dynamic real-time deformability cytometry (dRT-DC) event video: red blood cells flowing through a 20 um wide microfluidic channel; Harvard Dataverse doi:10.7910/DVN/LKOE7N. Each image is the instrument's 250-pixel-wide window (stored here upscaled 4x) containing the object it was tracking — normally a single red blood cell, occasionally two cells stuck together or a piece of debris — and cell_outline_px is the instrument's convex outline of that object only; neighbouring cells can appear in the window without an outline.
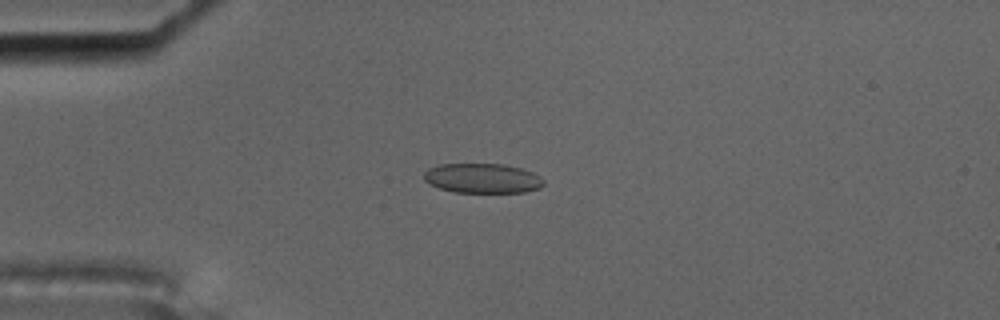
{"species": "common noctule bat (a hibernating species)", "species_latin": "Nyctalus noctula", "temperature_condition": "cold", "stored_images_in_passage": 11, "camera_frame_rate_fps": 3000, "um_per_image_px": 0.085, "animal": {"sex": "male", "body_mass_g": 17.5, "forearm_length_mm": 52.3}, "frame": {"image": 1, "passage_image": 4, "time_ms": 1.0, "image_size_px": [1000, 320], "cell_outline_px": [[544, 184], [540, 188], [524, 192], [456, 192], [440, 188], [428, 184], [424, 180], [424, 172], [428, 168], [440, 164], [504, 164], [520, 168], [532, 172], [540, 176], [544, 180]], "centroid_in_image_um": [41.0, 15.15], "position_along_channel_um": 44.0, "area_um2": 20.75}}